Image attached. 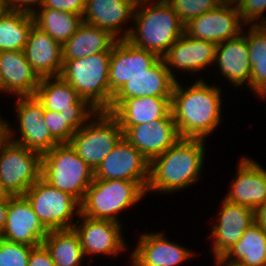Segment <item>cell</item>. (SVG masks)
I'll return each instance as SVG.
<instances>
[{"instance_id":"6da1fadb","label":"cell","mask_w":266,"mask_h":266,"mask_svg":"<svg viewBox=\"0 0 266 266\" xmlns=\"http://www.w3.org/2000/svg\"><path fill=\"white\" fill-rule=\"evenodd\" d=\"M198 77L191 86L176 81L171 97V113L181 138L207 139L220 127L223 94L219 85ZM186 86V88L184 87Z\"/></svg>"},{"instance_id":"7a4b0ae2","label":"cell","mask_w":266,"mask_h":266,"mask_svg":"<svg viewBox=\"0 0 266 266\" xmlns=\"http://www.w3.org/2000/svg\"><path fill=\"white\" fill-rule=\"evenodd\" d=\"M206 141L180 138L165 153L155 157L150 162L146 194H174L197 184L205 169Z\"/></svg>"},{"instance_id":"3957f363","label":"cell","mask_w":266,"mask_h":266,"mask_svg":"<svg viewBox=\"0 0 266 266\" xmlns=\"http://www.w3.org/2000/svg\"><path fill=\"white\" fill-rule=\"evenodd\" d=\"M127 38L161 58L184 33V25L166 0H137Z\"/></svg>"},{"instance_id":"277c9868","label":"cell","mask_w":266,"mask_h":266,"mask_svg":"<svg viewBox=\"0 0 266 266\" xmlns=\"http://www.w3.org/2000/svg\"><path fill=\"white\" fill-rule=\"evenodd\" d=\"M146 195V190L135 181L94 178L80 203V214L123 224L121 213L139 204Z\"/></svg>"},{"instance_id":"5b68a950","label":"cell","mask_w":266,"mask_h":266,"mask_svg":"<svg viewBox=\"0 0 266 266\" xmlns=\"http://www.w3.org/2000/svg\"><path fill=\"white\" fill-rule=\"evenodd\" d=\"M110 57L111 52H101L81 59L63 60L60 77L97 111H107L111 104Z\"/></svg>"},{"instance_id":"8992f818","label":"cell","mask_w":266,"mask_h":266,"mask_svg":"<svg viewBox=\"0 0 266 266\" xmlns=\"http://www.w3.org/2000/svg\"><path fill=\"white\" fill-rule=\"evenodd\" d=\"M41 177L81 203L86 190L93 182L94 171L70 143H61L42 154Z\"/></svg>"},{"instance_id":"52a82bcc","label":"cell","mask_w":266,"mask_h":266,"mask_svg":"<svg viewBox=\"0 0 266 266\" xmlns=\"http://www.w3.org/2000/svg\"><path fill=\"white\" fill-rule=\"evenodd\" d=\"M123 138L118 121L106 111H98L82 128L75 132L70 145L95 171Z\"/></svg>"},{"instance_id":"ba28073f","label":"cell","mask_w":266,"mask_h":266,"mask_svg":"<svg viewBox=\"0 0 266 266\" xmlns=\"http://www.w3.org/2000/svg\"><path fill=\"white\" fill-rule=\"evenodd\" d=\"M23 196L48 231L73 229L80 214V203L71 195L40 177Z\"/></svg>"},{"instance_id":"9c48e42d","label":"cell","mask_w":266,"mask_h":266,"mask_svg":"<svg viewBox=\"0 0 266 266\" xmlns=\"http://www.w3.org/2000/svg\"><path fill=\"white\" fill-rule=\"evenodd\" d=\"M14 111L18 126L4 120V135L41 155L59 144L50 134L44 120L45 109L35 96L15 97ZM17 128V129H16ZM19 131V132H17ZM17 133V134H16ZM19 134V135H18ZM17 135V137H16Z\"/></svg>"},{"instance_id":"30bf717a","label":"cell","mask_w":266,"mask_h":266,"mask_svg":"<svg viewBox=\"0 0 266 266\" xmlns=\"http://www.w3.org/2000/svg\"><path fill=\"white\" fill-rule=\"evenodd\" d=\"M42 155L5 135L0 139V179L13 196L24 195L41 177Z\"/></svg>"},{"instance_id":"8fae6325","label":"cell","mask_w":266,"mask_h":266,"mask_svg":"<svg viewBox=\"0 0 266 266\" xmlns=\"http://www.w3.org/2000/svg\"><path fill=\"white\" fill-rule=\"evenodd\" d=\"M34 96L44 109L64 114L75 131L98 112L60 76L41 78Z\"/></svg>"},{"instance_id":"7c38bea8","label":"cell","mask_w":266,"mask_h":266,"mask_svg":"<svg viewBox=\"0 0 266 266\" xmlns=\"http://www.w3.org/2000/svg\"><path fill=\"white\" fill-rule=\"evenodd\" d=\"M74 224V231L78 234L84 256L90 261L92 257H115L124 253L127 248L123 235L124 224L109 220H97L79 214Z\"/></svg>"},{"instance_id":"4fadbf2b","label":"cell","mask_w":266,"mask_h":266,"mask_svg":"<svg viewBox=\"0 0 266 266\" xmlns=\"http://www.w3.org/2000/svg\"><path fill=\"white\" fill-rule=\"evenodd\" d=\"M150 162L124 137L94 171L95 179L138 182L147 189Z\"/></svg>"},{"instance_id":"5bb4252c","label":"cell","mask_w":266,"mask_h":266,"mask_svg":"<svg viewBox=\"0 0 266 266\" xmlns=\"http://www.w3.org/2000/svg\"><path fill=\"white\" fill-rule=\"evenodd\" d=\"M129 266H178L195 258V251L167 238L164 230L139 234ZM194 255V256H193Z\"/></svg>"},{"instance_id":"9a60e30c","label":"cell","mask_w":266,"mask_h":266,"mask_svg":"<svg viewBox=\"0 0 266 266\" xmlns=\"http://www.w3.org/2000/svg\"><path fill=\"white\" fill-rule=\"evenodd\" d=\"M220 206L208 237L212 241V251L209 252L213 254V259L223 257L255 223L254 210L249 207L231 203L224 198Z\"/></svg>"},{"instance_id":"2e32d148","label":"cell","mask_w":266,"mask_h":266,"mask_svg":"<svg viewBox=\"0 0 266 266\" xmlns=\"http://www.w3.org/2000/svg\"><path fill=\"white\" fill-rule=\"evenodd\" d=\"M215 51L214 42L195 39L183 33L161 58L171 76L178 81L177 74L180 72L184 71L191 77L193 73L198 76V73L203 74L204 70L210 69L214 65Z\"/></svg>"},{"instance_id":"e0dca14e","label":"cell","mask_w":266,"mask_h":266,"mask_svg":"<svg viewBox=\"0 0 266 266\" xmlns=\"http://www.w3.org/2000/svg\"><path fill=\"white\" fill-rule=\"evenodd\" d=\"M244 27L236 5L219 4L215 9L188 22L184 33L195 39L219 44L238 37L246 29Z\"/></svg>"},{"instance_id":"ac0fdd59","label":"cell","mask_w":266,"mask_h":266,"mask_svg":"<svg viewBox=\"0 0 266 266\" xmlns=\"http://www.w3.org/2000/svg\"><path fill=\"white\" fill-rule=\"evenodd\" d=\"M159 59L150 51L134 46L127 39L117 40L111 48L109 89L113 95L133 76L141 75Z\"/></svg>"},{"instance_id":"d6986e66","label":"cell","mask_w":266,"mask_h":266,"mask_svg":"<svg viewBox=\"0 0 266 266\" xmlns=\"http://www.w3.org/2000/svg\"><path fill=\"white\" fill-rule=\"evenodd\" d=\"M123 137L149 162L165 153L181 138L172 113L150 123L130 126L123 132Z\"/></svg>"},{"instance_id":"ffe728a7","label":"cell","mask_w":266,"mask_h":266,"mask_svg":"<svg viewBox=\"0 0 266 266\" xmlns=\"http://www.w3.org/2000/svg\"><path fill=\"white\" fill-rule=\"evenodd\" d=\"M137 0H86L82 21L109 32L117 40L127 39Z\"/></svg>"},{"instance_id":"44dd1931","label":"cell","mask_w":266,"mask_h":266,"mask_svg":"<svg viewBox=\"0 0 266 266\" xmlns=\"http://www.w3.org/2000/svg\"><path fill=\"white\" fill-rule=\"evenodd\" d=\"M47 234L48 230L40 222L28 200L23 195H10L6 225L0 237L35 247L42 244Z\"/></svg>"},{"instance_id":"7402d4cb","label":"cell","mask_w":266,"mask_h":266,"mask_svg":"<svg viewBox=\"0 0 266 266\" xmlns=\"http://www.w3.org/2000/svg\"><path fill=\"white\" fill-rule=\"evenodd\" d=\"M239 159L235 178L223 197L231 203L255 210L266 201V170L248 156L242 155Z\"/></svg>"},{"instance_id":"603a6c76","label":"cell","mask_w":266,"mask_h":266,"mask_svg":"<svg viewBox=\"0 0 266 266\" xmlns=\"http://www.w3.org/2000/svg\"><path fill=\"white\" fill-rule=\"evenodd\" d=\"M213 66L214 70L216 69L215 72H218L221 77L223 76L232 87L250 88L252 67L246 36L241 33L236 38L216 44Z\"/></svg>"},{"instance_id":"cb8c5ba5","label":"cell","mask_w":266,"mask_h":266,"mask_svg":"<svg viewBox=\"0 0 266 266\" xmlns=\"http://www.w3.org/2000/svg\"><path fill=\"white\" fill-rule=\"evenodd\" d=\"M176 80L171 76L162 58H159L147 72L133 76L114 95L110 113L124 99L151 96V97H172Z\"/></svg>"},{"instance_id":"d4e9b609","label":"cell","mask_w":266,"mask_h":266,"mask_svg":"<svg viewBox=\"0 0 266 266\" xmlns=\"http://www.w3.org/2000/svg\"><path fill=\"white\" fill-rule=\"evenodd\" d=\"M39 82L24 51L0 52V94L11 98L34 96Z\"/></svg>"},{"instance_id":"484cf974","label":"cell","mask_w":266,"mask_h":266,"mask_svg":"<svg viewBox=\"0 0 266 266\" xmlns=\"http://www.w3.org/2000/svg\"><path fill=\"white\" fill-rule=\"evenodd\" d=\"M24 53L40 79L60 76L63 65L62 44L36 25L29 32Z\"/></svg>"},{"instance_id":"4316f807","label":"cell","mask_w":266,"mask_h":266,"mask_svg":"<svg viewBox=\"0 0 266 266\" xmlns=\"http://www.w3.org/2000/svg\"><path fill=\"white\" fill-rule=\"evenodd\" d=\"M171 113V97H135L121 101L110 114L124 132L128 127L166 118Z\"/></svg>"},{"instance_id":"83f0119b","label":"cell","mask_w":266,"mask_h":266,"mask_svg":"<svg viewBox=\"0 0 266 266\" xmlns=\"http://www.w3.org/2000/svg\"><path fill=\"white\" fill-rule=\"evenodd\" d=\"M116 41L109 32L82 22L74 35L62 44V58L74 60L101 52H111Z\"/></svg>"},{"instance_id":"f1b7e54d","label":"cell","mask_w":266,"mask_h":266,"mask_svg":"<svg viewBox=\"0 0 266 266\" xmlns=\"http://www.w3.org/2000/svg\"><path fill=\"white\" fill-rule=\"evenodd\" d=\"M223 258L242 266H266V232L253 223Z\"/></svg>"},{"instance_id":"f546056e","label":"cell","mask_w":266,"mask_h":266,"mask_svg":"<svg viewBox=\"0 0 266 266\" xmlns=\"http://www.w3.org/2000/svg\"><path fill=\"white\" fill-rule=\"evenodd\" d=\"M55 266H82L85 256L74 229L50 230L42 241Z\"/></svg>"},{"instance_id":"4dcf8cb0","label":"cell","mask_w":266,"mask_h":266,"mask_svg":"<svg viewBox=\"0 0 266 266\" xmlns=\"http://www.w3.org/2000/svg\"><path fill=\"white\" fill-rule=\"evenodd\" d=\"M34 25L32 13L7 10L0 16V52L24 51Z\"/></svg>"},{"instance_id":"1f68e13d","label":"cell","mask_w":266,"mask_h":266,"mask_svg":"<svg viewBox=\"0 0 266 266\" xmlns=\"http://www.w3.org/2000/svg\"><path fill=\"white\" fill-rule=\"evenodd\" d=\"M32 16L34 25L61 44L72 37L83 22L80 15L51 8H37Z\"/></svg>"},{"instance_id":"d6a6232c","label":"cell","mask_w":266,"mask_h":266,"mask_svg":"<svg viewBox=\"0 0 266 266\" xmlns=\"http://www.w3.org/2000/svg\"><path fill=\"white\" fill-rule=\"evenodd\" d=\"M178 15L179 20L185 26L191 20L203 13L215 9L219 0H166Z\"/></svg>"},{"instance_id":"836d02e7","label":"cell","mask_w":266,"mask_h":266,"mask_svg":"<svg viewBox=\"0 0 266 266\" xmlns=\"http://www.w3.org/2000/svg\"><path fill=\"white\" fill-rule=\"evenodd\" d=\"M32 248L0 237V266H28Z\"/></svg>"},{"instance_id":"e575fe53","label":"cell","mask_w":266,"mask_h":266,"mask_svg":"<svg viewBox=\"0 0 266 266\" xmlns=\"http://www.w3.org/2000/svg\"><path fill=\"white\" fill-rule=\"evenodd\" d=\"M44 120L51 136L59 144L70 143L76 131L68 124L64 114L45 109Z\"/></svg>"},{"instance_id":"d590c367","label":"cell","mask_w":266,"mask_h":266,"mask_svg":"<svg viewBox=\"0 0 266 266\" xmlns=\"http://www.w3.org/2000/svg\"><path fill=\"white\" fill-rule=\"evenodd\" d=\"M242 33L246 36L249 60L266 58V24L245 25Z\"/></svg>"},{"instance_id":"8d00e7d4","label":"cell","mask_w":266,"mask_h":266,"mask_svg":"<svg viewBox=\"0 0 266 266\" xmlns=\"http://www.w3.org/2000/svg\"><path fill=\"white\" fill-rule=\"evenodd\" d=\"M237 9L245 25L266 24V0H241Z\"/></svg>"},{"instance_id":"74e56055","label":"cell","mask_w":266,"mask_h":266,"mask_svg":"<svg viewBox=\"0 0 266 266\" xmlns=\"http://www.w3.org/2000/svg\"><path fill=\"white\" fill-rule=\"evenodd\" d=\"M251 77L250 91L256 98L262 99L266 96V58L250 60Z\"/></svg>"},{"instance_id":"f35d334b","label":"cell","mask_w":266,"mask_h":266,"mask_svg":"<svg viewBox=\"0 0 266 266\" xmlns=\"http://www.w3.org/2000/svg\"><path fill=\"white\" fill-rule=\"evenodd\" d=\"M86 0H44L38 8H51L75 13L81 17L85 11Z\"/></svg>"},{"instance_id":"ab89813d","label":"cell","mask_w":266,"mask_h":266,"mask_svg":"<svg viewBox=\"0 0 266 266\" xmlns=\"http://www.w3.org/2000/svg\"><path fill=\"white\" fill-rule=\"evenodd\" d=\"M28 266H55V264L46 247L40 244L31 249Z\"/></svg>"},{"instance_id":"60d3db41","label":"cell","mask_w":266,"mask_h":266,"mask_svg":"<svg viewBox=\"0 0 266 266\" xmlns=\"http://www.w3.org/2000/svg\"><path fill=\"white\" fill-rule=\"evenodd\" d=\"M44 0H4L7 10L24 11L33 13Z\"/></svg>"},{"instance_id":"b9f144b4","label":"cell","mask_w":266,"mask_h":266,"mask_svg":"<svg viewBox=\"0 0 266 266\" xmlns=\"http://www.w3.org/2000/svg\"><path fill=\"white\" fill-rule=\"evenodd\" d=\"M255 223L266 232V201L254 210Z\"/></svg>"},{"instance_id":"7bdbcfd3","label":"cell","mask_w":266,"mask_h":266,"mask_svg":"<svg viewBox=\"0 0 266 266\" xmlns=\"http://www.w3.org/2000/svg\"><path fill=\"white\" fill-rule=\"evenodd\" d=\"M8 210L9 196L6 198H0V235L2 234L6 225Z\"/></svg>"},{"instance_id":"ee69618b","label":"cell","mask_w":266,"mask_h":266,"mask_svg":"<svg viewBox=\"0 0 266 266\" xmlns=\"http://www.w3.org/2000/svg\"><path fill=\"white\" fill-rule=\"evenodd\" d=\"M214 260V266H242L238 263H232L227 260H225L223 257H218L213 259Z\"/></svg>"},{"instance_id":"f6af8a7d","label":"cell","mask_w":266,"mask_h":266,"mask_svg":"<svg viewBox=\"0 0 266 266\" xmlns=\"http://www.w3.org/2000/svg\"><path fill=\"white\" fill-rule=\"evenodd\" d=\"M10 196V194L5 190V188L2 185V181L0 179V198H6Z\"/></svg>"},{"instance_id":"bcb514c9","label":"cell","mask_w":266,"mask_h":266,"mask_svg":"<svg viewBox=\"0 0 266 266\" xmlns=\"http://www.w3.org/2000/svg\"><path fill=\"white\" fill-rule=\"evenodd\" d=\"M241 0H219L220 4L238 5Z\"/></svg>"},{"instance_id":"7dc6e473","label":"cell","mask_w":266,"mask_h":266,"mask_svg":"<svg viewBox=\"0 0 266 266\" xmlns=\"http://www.w3.org/2000/svg\"><path fill=\"white\" fill-rule=\"evenodd\" d=\"M2 115L0 114V139L4 136V119L5 117H1Z\"/></svg>"},{"instance_id":"c3c4849f","label":"cell","mask_w":266,"mask_h":266,"mask_svg":"<svg viewBox=\"0 0 266 266\" xmlns=\"http://www.w3.org/2000/svg\"><path fill=\"white\" fill-rule=\"evenodd\" d=\"M6 11L7 9L5 7L4 0H0V16Z\"/></svg>"}]
</instances>
